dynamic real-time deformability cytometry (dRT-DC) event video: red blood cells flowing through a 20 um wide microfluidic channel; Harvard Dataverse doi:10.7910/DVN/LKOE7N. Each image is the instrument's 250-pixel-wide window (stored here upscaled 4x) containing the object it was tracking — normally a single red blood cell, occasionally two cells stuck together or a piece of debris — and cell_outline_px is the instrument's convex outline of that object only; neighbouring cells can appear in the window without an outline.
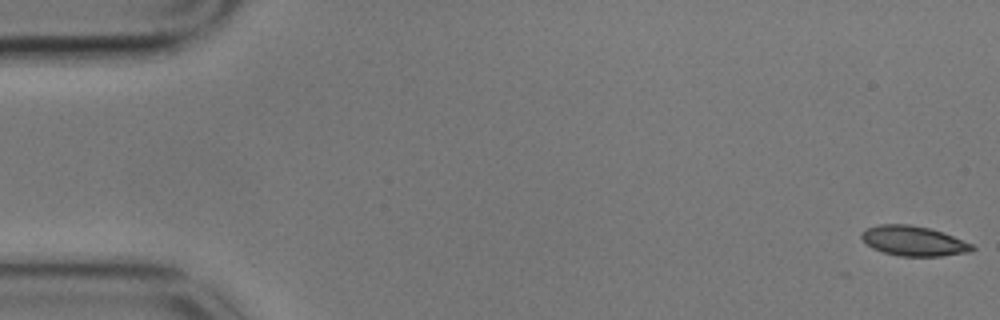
{"species": "common noctule bat (a hibernating species)", "species_latin": "Nyctalus noctula", "temperature_condition": "cold", "stored_images_in_passage": 4, "camera_frame_rate_fps": 3000, "um_per_image_px": 0.085, "animal": {"sex": "male", "body_mass_g": 17.9}, "frame": {"image": 1, "passage_image": 1, "time_ms": 0.0, "image_size_px": [1000, 320], "cell_outline_px": [[976, 248], [972, 252], [940, 256], [900, 256], [884, 252], [872, 248], [860, 236], [860, 232], [868, 228], [880, 224], [908, 224], [928, 228], [952, 236], [972, 244]], "centroid_in_image_um": [77.65, 20.49], "position_along_channel_um": 7.3, "area_um2": 19.07}}